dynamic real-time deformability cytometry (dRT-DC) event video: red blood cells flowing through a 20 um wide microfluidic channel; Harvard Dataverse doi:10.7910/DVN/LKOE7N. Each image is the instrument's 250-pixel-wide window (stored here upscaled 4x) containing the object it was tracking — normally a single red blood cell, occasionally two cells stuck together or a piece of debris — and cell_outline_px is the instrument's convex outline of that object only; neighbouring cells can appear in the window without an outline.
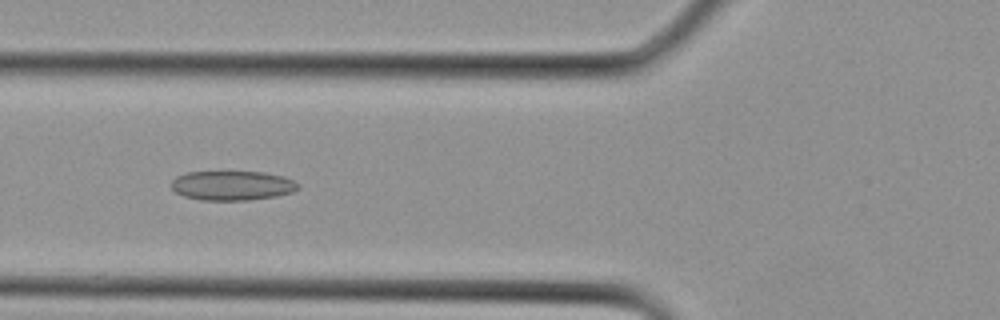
{"species": "Egyptian fruit bat (a non-hibernating species)", "species_latin": "Rousettus aegyptiacus", "temperature_condition": "cold", "stored_images_in_passage": 21, "camera_frame_rate_fps": 3000, "um_per_image_px": 0.085, "animal": {"sex": "female"}, "frame": {"image": 1, "passage_image": 4, "time_ms": 1.0, "image_size_px": [1000, 320], "cell_outline_px": [[300, 188], [292, 192], [276, 196], [248, 200], [200, 200], [184, 196], [176, 192], [172, 188], [172, 180], [176, 176], [184, 172], [264, 172], [284, 176], [300, 184]], "centroid_in_image_um": [19.75, 15.77], "position_along_channel_um": 106.1, "area_um2": 21.85}}
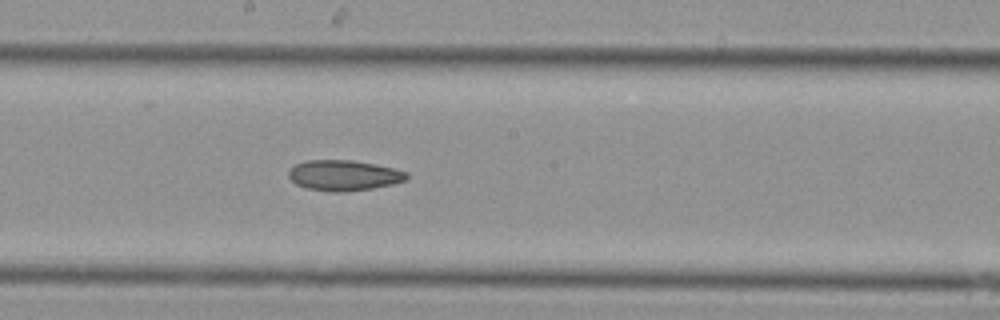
{"frame": {"image": 2, "passage_image": 9, "time_ms": 2.667, "image_size_px": [1000, 320], "cell_outline_px": [[408, 180], [392, 184], [372, 188], [344, 192], [336, 192], [308, 188], [296, 184], [288, 176], [288, 172], [296, 164], [308, 160], [352, 160], [376, 164], [396, 168], [408, 172]], "centroid_in_image_um": [29.28, 14.9], "position_along_channel_um": 218.9, "area_um2": 20.98}}
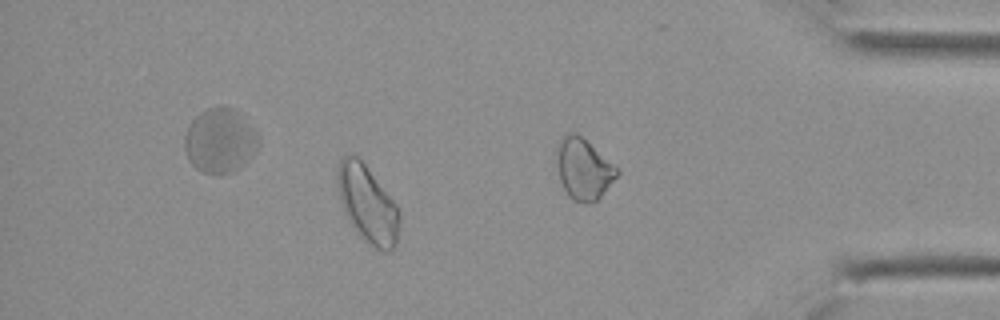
{"frame": {"image": 3, "passage_image": 17, "time_ms": 5.333, "image_size_px": [1000, 320], "cell_outline_px": [[400, 224], [396, 244], [388, 252], [384, 252], [376, 248], [364, 240], [356, 232], [348, 220], [344, 212], [340, 200], [336, 180], [336, 172], [340, 160], [344, 156], [356, 156], [364, 164], [396, 204], [400, 212]], "centroid_in_image_um": [31.23, 17.38], "position_along_channel_um": 404.0, "area_um2": 27.69}}